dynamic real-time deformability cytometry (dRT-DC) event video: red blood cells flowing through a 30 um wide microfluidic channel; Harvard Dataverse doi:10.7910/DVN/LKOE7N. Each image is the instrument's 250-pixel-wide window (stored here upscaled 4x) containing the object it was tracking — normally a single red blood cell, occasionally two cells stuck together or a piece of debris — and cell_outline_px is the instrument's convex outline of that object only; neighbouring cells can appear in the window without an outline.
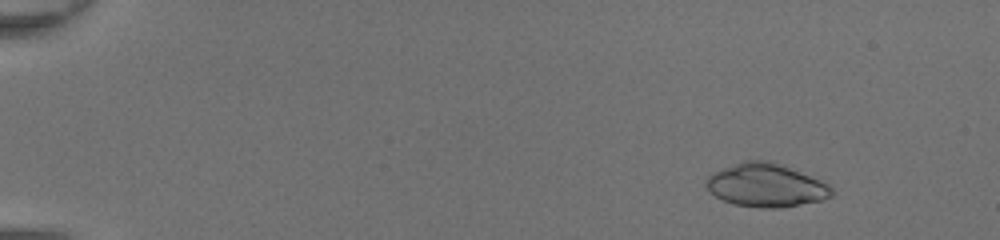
{"species": "common noctule bat (a hibernating species)", "species_latin": "Nyctalus noctula", "temperature_condition": "room temperature", "stored_images_in_passage": 45, "camera_frame_rate_fps": 3000, "um_per_image_px": 0.085, "animal": {"sex": "female", "body_mass_g": 20.0, "forearm_length_mm": 54.0}, "frame": {"image": 1, "passage_image": 3, "time_ms": 0.667, "image_size_px": [1000, 240], "cell_outline_px": [[832, 196], [820, 200], [780, 208], [760, 208], [732, 204], [716, 196], [704, 184], [704, 180], [712, 172], [744, 160], [772, 160], [820, 180], [828, 184], [832, 188]], "centroid_in_image_um": [65.08, 15.74], "position_along_channel_um": 19.9, "area_um2": 31.67}}
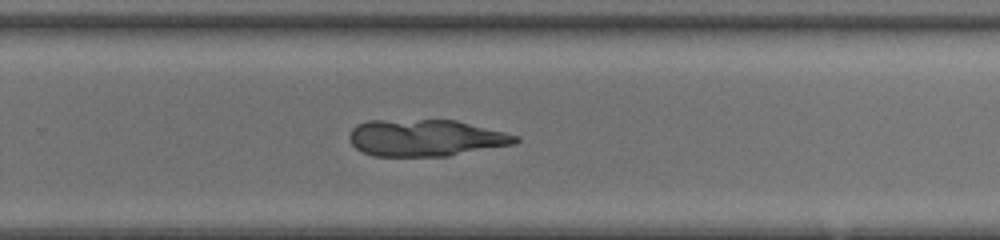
{"frame": {"image": 2, "passage_image": 31, "time_ms": 10.0, "image_size_px": [1000, 240], "cell_outline_px": [[520, 140], [516, 144], [448, 156], [372, 156], [360, 152], [352, 144], [348, 136], [352, 128], [356, 124], [368, 120], [456, 120], [520, 136]], "centroid_in_image_um": [36.17, 11.72], "position_along_channel_um": 293.6, "area_um2": 35.89}}